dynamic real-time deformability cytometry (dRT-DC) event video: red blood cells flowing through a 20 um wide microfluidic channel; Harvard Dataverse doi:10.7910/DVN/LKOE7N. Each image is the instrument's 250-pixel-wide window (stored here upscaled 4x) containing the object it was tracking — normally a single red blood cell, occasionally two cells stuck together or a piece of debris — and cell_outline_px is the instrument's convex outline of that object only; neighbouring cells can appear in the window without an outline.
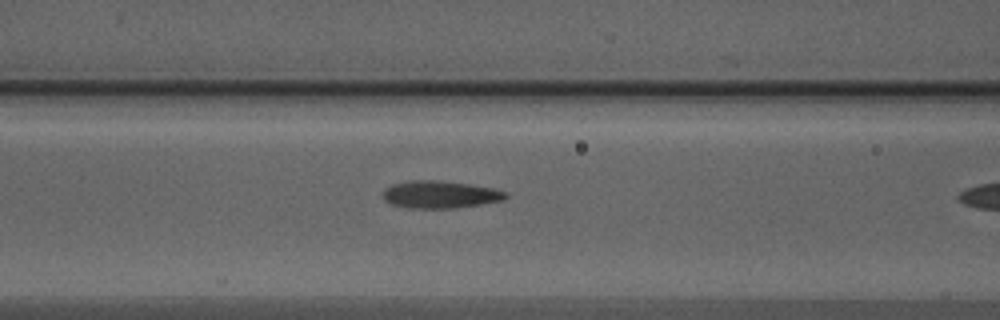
{"species": "Egyptian fruit bat (a non-hibernating species)", "species_latin": "Rousettus aegyptiacus", "temperature_condition": "warm", "stored_images_in_passage": 9, "camera_frame_rate_fps": 3000, "um_per_image_px": 0.085, "animal": {"sex": "male"}, "frame": {"image": 1, "passage_image": 8, "time_ms": 2.333, "image_size_px": [1000, 320], "cell_outline_px": [[508, 196], [504, 200], [480, 204], [452, 208], [408, 208], [392, 204], [384, 200], [384, 188], [392, 184], [412, 180], [432, 180], [468, 184], [492, 188], [508, 192]], "centroid_in_image_um": [37.4, 16.53], "position_along_channel_um": 129.2, "area_um2": 19.42}}